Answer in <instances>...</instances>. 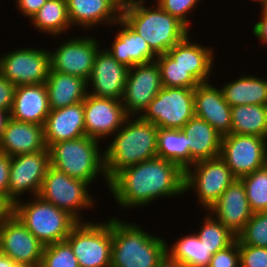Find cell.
I'll return each instance as SVG.
<instances>
[{
	"mask_svg": "<svg viewBox=\"0 0 267 267\" xmlns=\"http://www.w3.org/2000/svg\"><path fill=\"white\" fill-rule=\"evenodd\" d=\"M95 37H74L49 51L51 70L83 78L91 76L99 45Z\"/></svg>",
	"mask_w": 267,
	"mask_h": 267,
	"instance_id": "13",
	"label": "cell"
},
{
	"mask_svg": "<svg viewBox=\"0 0 267 267\" xmlns=\"http://www.w3.org/2000/svg\"><path fill=\"white\" fill-rule=\"evenodd\" d=\"M199 232H195L204 245L214 255L219 250L231 245L237 236L218 221L210 212L205 215Z\"/></svg>",
	"mask_w": 267,
	"mask_h": 267,
	"instance_id": "34",
	"label": "cell"
},
{
	"mask_svg": "<svg viewBox=\"0 0 267 267\" xmlns=\"http://www.w3.org/2000/svg\"><path fill=\"white\" fill-rule=\"evenodd\" d=\"M50 110L45 83L15 87L10 118L21 122L44 125Z\"/></svg>",
	"mask_w": 267,
	"mask_h": 267,
	"instance_id": "22",
	"label": "cell"
},
{
	"mask_svg": "<svg viewBox=\"0 0 267 267\" xmlns=\"http://www.w3.org/2000/svg\"><path fill=\"white\" fill-rule=\"evenodd\" d=\"M194 89L163 87L140 117L162 129H181L194 112Z\"/></svg>",
	"mask_w": 267,
	"mask_h": 267,
	"instance_id": "10",
	"label": "cell"
},
{
	"mask_svg": "<svg viewBox=\"0 0 267 267\" xmlns=\"http://www.w3.org/2000/svg\"><path fill=\"white\" fill-rule=\"evenodd\" d=\"M141 226L112 218L111 267H157L167 242Z\"/></svg>",
	"mask_w": 267,
	"mask_h": 267,
	"instance_id": "4",
	"label": "cell"
},
{
	"mask_svg": "<svg viewBox=\"0 0 267 267\" xmlns=\"http://www.w3.org/2000/svg\"><path fill=\"white\" fill-rule=\"evenodd\" d=\"M194 112L222 136L231 134V106L225 101L220 87L209 82L199 83L194 89Z\"/></svg>",
	"mask_w": 267,
	"mask_h": 267,
	"instance_id": "20",
	"label": "cell"
},
{
	"mask_svg": "<svg viewBox=\"0 0 267 267\" xmlns=\"http://www.w3.org/2000/svg\"><path fill=\"white\" fill-rule=\"evenodd\" d=\"M10 119V111L0 107V139Z\"/></svg>",
	"mask_w": 267,
	"mask_h": 267,
	"instance_id": "47",
	"label": "cell"
},
{
	"mask_svg": "<svg viewBox=\"0 0 267 267\" xmlns=\"http://www.w3.org/2000/svg\"><path fill=\"white\" fill-rule=\"evenodd\" d=\"M114 25L120 29L116 34L111 48L106 50L119 63L128 68L135 65L155 61L157 55L151 50L148 43L136 33L122 18Z\"/></svg>",
	"mask_w": 267,
	"mask_h": 267,
	"instance_id": "24",
	"label": "cell"
},
{
	"mask_svg": "<svg viewBox=\"0 0 267 267\" xmlns=\"http://www.w3.org/2000/svg\"><path fill=\"white\" fill-rule=\"evenodd\" d=\"M128 73V67L117 62L106 49H100L87 81V88L93 89H87L88 94L122 100Z\"/></svg>",
	"mask_w": 267,
	"mask_h": 267,
	"instance_id": "18",
	"label": "cell"
},
{
	"mask_svg": "<svg viewBox=\"0 0 267 267\" xmlns=\"http://www.w3.org/2000/svg\"><path fill=\"white\" fill-rule=\"evenodd\" d=\"M185 171L176 163L154 157L129 166L109 181L117 205L129 210L151 204L158 198L184 193Z\"/></svg>",
	"mask_w": 267,
	"mask_h": 267,
	"instance_id": "1",
	"label": "cell"
},
{
	"mask_svg": "<svg viewBox=\"0 0 267 267\" xmlns=\"http://www.w3.org/2000/svg\"><path fill=\"white\" fill-rule=\"evenodd\" d=\"M208 212L237 236L253 215L243 182L235 179Z\"/></svg>",
	"mask_w": 267,
	"mask_h": 267,
	"instance_id": "19",
	"label": "cell"
},
{
	"mask_svg": "<svg viewBox=\"0 0 267 267\" xmlns=\"http://www.w3.org/2000/svg\"><path fill=\"white\" fill-rule=\"evenodd\" d=\"M44 246L14 214L0 224V251L21 267H39Z\"/></svg>",
	"mask_w": 267,
	"mask_h": 267,
	"instance_id": "16",
	"label": "cell"
},
{
	"mask_svg": "<svg viewBox=\"0 0 267 267\" xmlns=\"http://www.w3.org/2000/svg\"><path fill=\"white\" fill-rule=\"evenodd\" d=\"M240 267H267V248L239 244Z\"/></svg>",
	"mask_w": 267,
	"mask_h": 267,
	"instance_id": "40",
	"label": "cell"
},
{
	"mask_svg": "<svg viewBox=\"0 0 267 267\" xmlns=\"http://www.w3.org/2000/svg\"><path fill=\"white\" fill-rule=\"evenodd\" d=\"M0 267H21V266L15 261H13L10 257L0 252Z\"/></svg>",
	"mask_w": 267,
	"mask_h": 267,
	"instance_id": "49",
	"label": "cell"
},
{
	"mask_svg": "<svg viewBox=\"0 0 267 267\" xmlns=\"http://www.w3.org/2000/svg\"><path fill=\"white\" fill-rule=\"evenodd\" d=\"M79 222L66 241L80 267H111L112 217L102 222Z\"/></svg>",
	"mask_w": 267,
	"mask_h": 267,
	"instance_id": "8",
	"label": "cell"
},
{
	"mask_svg": "<svg viewBox=\"0 0 267 267\" xmlns=\"http://www.w3.org/2000/svg\"><path fill=\"white\" fill-rule=\"evenodd\" d=\"M99 143L100 141L85 135L52 144L48 148L50 165L71 178L85 181L90 185L101 175L109 187L104 152L100 151Z\"/></svg>",
	"mask_w": 267,
	"mask_h": 267,
	"instance_id": "5",
	"label": "cell"
},
{
	"mask_svg": "<svg viewBox=\"0 0 267 267\" xmlns=\"http://www.w3.org/2000/svg\"><path fill=\"white\" fill-rule=\"evenodd\" d=\"M166 254L181 264L193 267H207L212 254L196 233L179 238L171 246H166Z\"/></svg>",
	"mask_w": 267,
	"mask_h": 267,
	"instance_id": "32",
	"label": "cell"
},
{
	"mask_svg": "<svg viewBox=\"0 0 267 267\" xmlns=\"http://www.w3.org/2000/svg\"><path fill=\"white\" fill-rule=\"evenodd\" d=\"M121 9L127 7L135 0H113Z\"/></svg>",
	"mask_w": 267,
	"mask_h": 267,
	"instance_id": "50",
	"label": "cell"
},
{
	"mask_svg": "<svg viewBox=\"0 0 267 267\" xmlns=\"http://www.w3.org/2000/svg\"><path fill=\"white\" fill-rule=\"evenodd\" d=\"M157 157L172 161L185 171L190 166L188 137L181 129L158 128Z\"/></svg>",
	"mask_w": 267,
	"mask_h": 267,
	"instance_id": "33",
	"label": "cell"
},
{
	"mask_svg": "<svg viewBox=\"0 0 267 267\" xmlns=\"http://www.w3.org/2000/svg\"><path fill=\"white\" fill-rule=\"evenodd\" d=\"M259 22L253 25V35L258 38L263 45H267V15H261Z\"/></svg>",
	"mask_w": 267,
	"mask_h": 267,
	"instance_id": "46",
	"label": "cell"
},
{
	"mask_svg": "<svg viewBox=\"0 0 267 267\" xmlns=\"http://www.w3.org/2000/svg\"><path fill=\"white\" fill-rule=\"evenodd\" d=\"M231 133L267 138V106L237 105L231 107Z\"/></svg>",
	"mask_w": 267,
	"mask_h": 267,
	"instance_id": "30",
	"label": "cell"
},
{
	"mask_svg": "<svg viewBox=\"0 0 267 267\" xmlns=\"http://www.w3.org/2000/svg\"><path fill=\"white\" fill-rule=\"evenodd\" d=\"M252 1H254V2L258 1L260 3L259 6H261L264 3L265 0H252Z\"/></svg>",
	"mask_w": 267,
	"mask_h": 267,
	"instance_id": "52",
	"label": "cell"
},
{
	"mask_svg": "<svg viewBox=\"0 0 267 267\" xmlns=\"http://www.w3.org/2000/svg\"><path fill=\"white\" fill-rule=\"evenodd\" d=\"M84 116L83 101L64 108L50 110L43 125L47 148L60 141L85 136Z\"/></svg>",
	"mask_w": 267,
	"mask_h": 267,
	"instance_id": "21",
	"label": "cell"
},
{
	"mask_svg": "<svg viewBox=\"0 0 267 267\" xmlns=\"http://www.w3.org/2000/svg\"><path fill=\"white\" fill-rule=\"evenodd\" d=\"M90 184L74 179L49 165L38 196L66 211L78 222H84L80 215L82 209L93 208L97 200L90 194ZM81 211V212H80Z\"/></svg>",
	"mask_w": 267,
	"mask_h": 267,
	"instance_id": "7",
	"label": "cell"
},
{
	"mask_svg": "<svg viewBox=\"0 0 267 267\" xmlns=\"http://www.w3.org/2000/svg\"><path fill=\"white\" fill-rule=\"evenodd\" d=\"M156 2L163 10L168 12L170 15L176 17L188 28L190 27L189 13L195 10L197 4L201 0H153Z\"/></svg>",
	"mask_w": 267,
	"mask_h": 267,
	"instance_id": "39",
	"label": "cell"
},
{
	"mask_svg": "<svg viewBox=\"0 0 267 267\" xmlns=\"http://www.w3.org/2000/svg\"><path fill=\"white\" fill-rule=\"evenodd\" d=\"M14 202L13 214L44 245L65 241L79 223L73 216L39 196Z\"/></svg>",
	"mask_w": 267,
	"mask_h": 267,
	"instance_id": "6",
	"label": "cell"
},
{
	"mask_svg": "<svg viewBox=\"0 0 267 267\" xmlns=\"http://www.w3.org/2000/svg\"><path fill=\"white\" fill-rule=\"evenodd\" d=\"M181 267H193V266L182 264Z\"/></svg>",
	"mask_w": 267,
	"mask_h": 267,
	"instance_id": "53",
	"label": "cell"
},
{
	"mask_svg": "<svg viewBox=\"0 0 267 267\" xmlns=\"http://www.w3.org/2000/svg\"><path fill=\"white\" fill-rule=\"evenodd\" d=\"M220 157L234 177L240 179L267 164V138L232 133L224 135Z\"/></svg>",
	"mask_w": 267,
	"mask_h": 267,
	"instance_id": "11",
	"label": "cell"
},
{
	"mask_svg": "<svg viewBox=\"0 0 267 267\" xmlns=\"http://www.w3.org/2000/svg\"><path fill=\"white\" fill-rule=\"evenodd\" d=\"M83 104L85 134L98 141L112 137L128 118L121 100L87 93Z\"/></svg>",
	"mask_w": 267,
	"mask_h": 267,
	"instance_id": "17",
	"label": "cell"
},
{
	"mask_svg": "<svg viewBox=\"0 0 267 267\" xmlns=\"http://www.w3.org/2000/svg\"><path fill=\"white\" fill-rule=\"evenodd\" d=\"M46 1L47 0H16L15 4L17 9L21 12V15H24L30 20Z\"/></svg>",
	"mask_w": 267,
	"mask_h": 267,
	"instance_id": "44",
	"label": "cell"
},
{
	"mask_svg": "<svg viewBox=\"0 0 267 267\" xmlns=\"http://www.w3.org/2000/svg\"><path fill=\"white\" fill-rule=\"evenodd\" d=\"M30 21L39 32L54 37L72 28L66 0H47Z\"/></svg>",
	"mask_w": 267,
	"mask_h": 267,
	"instance_id": "31",
	"label": "cell"
},
{
	"mask_svg": "<svg viewBox=\"0 0 267 267\" xmlns=\"http://www.w3.org/2000/svg\"><path fill=\"white\" fill-rule=\"evenodd\" d=\"M181 130L188 137L190 166L197 161L220 156L222 135L208 122L194 116Z\"/></svg>",
	"mask_w": 267,
	"mask_h": 267,
	"instance_id": "27",
	"label": "cell"
},
{
	"mask_svg": "<svg viewBox=\"0 0 267 267\" xmlns=\"http://www.w3.org/2000/svg\"><path fill=\"white\" fill-rule=\"evenodd\" d=\"M11 157L0 152V193L8 196L9 172Z\"/></svg>",
	"mask_w": 267,
	"mask_h": 267,
	"instance_id": "43",
	"label": "cell"
},
{
	"mask_svg": "<svg viewBox=\"0 0 267 267\" xmlns=\"http://www.w3.org/2000/svg\"><path fill=\"white\" fill-rule=\"evenodd\" d=\"M104 152L107 180L122 169L157 157L158 127L140 116H128Z\"/></svg>",
	"mask_w": 267,
	"mask_h": 267,
	"instance_id": "2",
	"label": "cell"
},
{
	"mask_svg": "<svg viewBox=\"0 0 267 267\" xmlns=\"http://www.w3.org/2000/svg\"><path fill=\"white\" fill-rule=\"evenodd\" d=\"M246 75V76H245ZM221 87L225 101L231 106H267V80L245 74Z\"/></svg>",
	"mask_w": 267,
	"mask_h": 267,
	"instance_id": "29",
	"label": "cell"
},
{
	"mask_svg": "<svg viewBox=\"0 0 267 267\" xmlns=\"http://www.w3.org/2000/svg\"><path fill=\"white\" fill-rule=\"evenodd\" d=\"M260 11V15H267V0H265L264 3L261 5Z\"/></svg>",
	"mask_w": 267,
	"mask_h": 267,
	"instance_id": "51",
	"label": "cell"
},
{
	"mask_svg": "<svg viewBox=\"0 0 267 267\" xmlns=\"http://www.w3.org/2000/svg\"><path fill=\"white\" fill-rule=\"evenodd\" d=\"M181 265L182 264L179 261L171 259L166 254L157 267H181Z\"/></svg>",
	"mask_w": 267,
	"mask_h": 267,
	"instance_id": "48",
	"label": "cell"
},
{
	"mask_svg": "<svg viewBox=\"0 0 267 267\" xmlns=\"http://www.w3.org/2000/svg\"><path fill=\"white\" fill-rule=\"evenodd\" d=\"M207 267H240V253L237 239L231 245L216 252Z\"/></svg>",
	"mask_w": 267,
	"mask_h": 267,
	"instance_id": "41",
	"label": "cell"
},
{
	"mask_svg": "<svg viewBox=\"0 0 267 267\" xmlns=\"http://www.w3.org/2000/svg\"><path fill=\"white\" fill-rule=\"evenodd\" d=\"M156 61L160 67L163 87L195 88L199 82L167 53L158 55Z\"/></svg>",
	"mask_w": 267,
	"mask_h": 267,
	"instance_id": "35",
	"label": "cell"
},
{
	"mask_svg": "<svg viewBox=\"0 0 267 267\" xmlns=\"http://www.w3.org/2000/svg\"><path fill=\"white\" fill-rule=\"evenodd\" d=\"M73 26L91 30L96 25L114 24L121 18V8L113 0H66ZM77 24V25H76Z\"/></svg>",
	"mask_w": 267,
	"mask_h": 267,
	"instance_id": "25",
	"label": "cell"
},
{
	"mask_svg": "<svg viewBox=\"0 0 267 267\" xmlns=\"http://www.w3.org/2000/svg\"><path fill=\"white\" fill-rule=\"evenodd\" d=\"M49 149L11 157L8 197L16 202L24 192L38 196L47 168Z\"/></svg>",
	"mask_w": 267,
	"mask_h": 267,
	"instance_id": "15",
	"label": "cell"
},
{
	"mask_svg": "<svg viewBox=\"0 0 267 267\" xmlns=\"http://www.w3.org/2000/svg\"><path fill=\"white\" fill-rule=\"evenodd\" d=\"M238 244L267 248V211L254 212L237 235Z\"/></svg>",
	"mask_w": 267,
	"mask_h": 267,
	"instance_id": "37",
	"label": "cell"
},
{
	"mask_svg": "<svg viewBox=\"0 0 267 267\" xmlns=\"http://www.w3.org/2000/svg\"><path fill=\"white\" fill-rule=\"evenodd\" d=\"M50 109H60L85 100L87 81L81 77L50 70L45 82Z\"/></svg>",
	"mask_w": 267,
	"mask_h": 267,
	"instance_id": "28",
	"label": "cell"
},
{
	"mask_svg": "<svg viewBox=\"0 0 267 267\" xmlns=\"http://www.w3.org/2000/svg\"><path fill=\"white\" fill-rule=\"evenodd\" d=\"M15 85L0 74V107L10 111L13 100Z\"/></svg>",
	"mask_w": 267,
	"mask_h": 267,
	"instance_id": "42",
	"label": "cell"
},
{
	"mask_svg": "<svg viewBox=\"0 0 267 267\" xmlns=\"http://www.w3.org/2000/svg\"><path fill=\"white\" fill-rule=\"evenodd\" d=\"M236 178L220 157L195 162L185 170L184 190L195 191L197 202L208 211Z\"/></svg>",
	"mask_w": 267,
	"mask_h": 267,
	"instance_id": "9",
	"label": "cell"
},
{
	"mask_svg": "<svg viewBox=\"0 0 267 267\" xmlns=\"http://www.w3.org/2000/svg\"><path fill=\"white\" fill-rule=\"evenodd\" d=\"M39 267H80L73 249L65 240L44 246Z\"/></svg>",
	"mask_w": 267,
	"mask_h": 267,
	"instance_id": "38",
	"label": "cell"
},
{
	"mask_svg": "<svg viewBox=\"0 0 267 267\" xmlns=\"http://www.w3.org/2000/svg\"><path fill=\"white\" fill-rule=\"evenodd\" d=\"M0 56V74L15 86L45 83L51 70L47 49L19 48Z\"/></svg>",
	"mask_w": 267,
	"mask_h": 267,
	"instance_id": "12",
	"label": "cell"
},
{
	"mask_svg": "<svg viewBox=\"0 0 267 267\" xmlns=\"http://www.w3.org/2000/svg\"><path fill=\"white\" fill-rule=\"evenodd\" d=\"M163 88L157 61L129 68L122 104L128 116H140Z\"/></svg>",
	"mask_w": 267,
	"mask_h": 267,
	"instance_id": "14",
	"label": "cell"
},
{
	"mask_svg": "<svg viewBox=\"0 0 267 267\" xmlns=\"http://www.w3.org/2000/svg\"><path fill=\"white\" fill-rule=\"evenodd\" d=\"M145 3V0L133 1L121 9V18L144 38L157 56L165 54L189 34L190 28L156 2L148 5L151 7Z\"/></svg>",
	"mask_w": 267,
	"mask_h": 267,
	"instance_id": "3",
	"label": "cell"
},
{
	"mask_svg": "<svg viewBox=\"0 0 267 267\" xmlns=\"http://www.w3.org/2000/svg\"><path fill=\"white\" fill-rule=\"evenodd\" d=\"M240 180L253 213L267 211V164Z\"/></svg>",
	"mask_w": 267,
	"mask_h": 267,
	"instance_id": "36",
	"label": "cell"
},
{
	"mask_svg": "<svg viewBox=\"0 0 267 267\" xmlns=\"http://www.w3.org/2000/svg\"><path fill=\"white\" fill-rule=\"evenodd\" d=\"M190 34L174 45L167 54L182 66L199 82L206 83L214 64V53L212 46L205 47L191 41ZM214 52V53H213Z\"/></svg>",
	"mask_w": 267,
	"mask_h": 267,
	"instance_id": "26",
	"label": "cell"
},
{
	"mask_svg": "<svg viewBox=\"0 0 267 267\" xmlns=\"http://www.w3.org/2000/svg\"><path fill=\"white\" fill-rule=\"evenodd\" d=\"M46 148L43 125L9 119L0 139V152L12 157Z\"/></svg>",
	"mask_w": 267,
	"mask_h": 267,
	"instance_id": "23",
	"label": "cell"
},
{
	"mask_svg": "<svg viewBox=\"0 0 267 267\" xmlns=\"http://www.w3.org/2000/svg\"><path fill=\"white\" fill-rule=\"evenodd\" d=\"M14 202L6 195L0 193V224L13 215Z\"/></svg>",
	"mask_w": 267,
	"mask_h": 267,
	"instance_id": "45",
	"label": "cell"
}]
</instances>
